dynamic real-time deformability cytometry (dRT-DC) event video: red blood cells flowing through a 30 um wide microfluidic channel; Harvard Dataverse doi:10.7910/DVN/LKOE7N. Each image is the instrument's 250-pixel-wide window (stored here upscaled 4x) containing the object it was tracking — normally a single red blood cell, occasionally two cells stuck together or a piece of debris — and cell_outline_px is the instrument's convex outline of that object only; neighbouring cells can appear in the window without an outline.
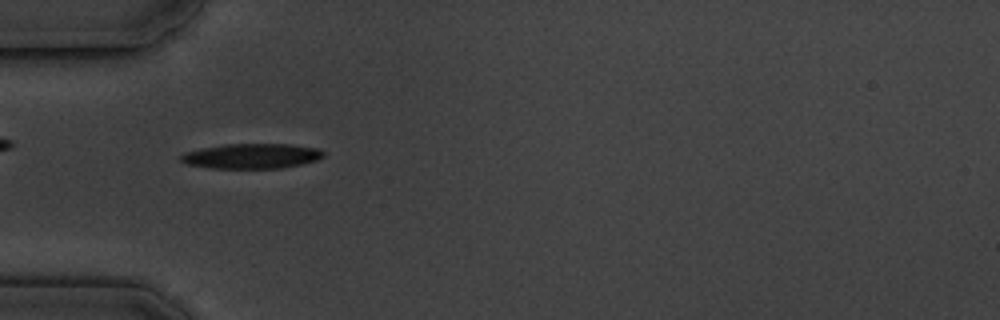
{"species": "common noctule bat (a hibernating species)", "species_latin": "Nyctalus noctula", "temperature_condition": "cold", "stored_images_in_passage": 6, "camera_frame_rate_fps": 3000, "um_per_image_px": 0.085, "animal": {"sex": "male", "body_mass_g": 19.5, "forearm_length_mm": 54.6}, "frame": {"image": 1, "passage_image": 5, "time_ms": 5.667, "image_size_px": [1000, 320], "cell_outline_px": [[324, 156], [316, 160], [300, 164], [280, 168], [212, 168], [188, 164], [180, 160], [180, 156], [184, 152], [224, 144], [292, 144], [320, 148], [324, 152]], "centroid_in_image_um": [21.42, 13.25], "position_along_channel_um": 63.6, "area_um2": 20.69}}